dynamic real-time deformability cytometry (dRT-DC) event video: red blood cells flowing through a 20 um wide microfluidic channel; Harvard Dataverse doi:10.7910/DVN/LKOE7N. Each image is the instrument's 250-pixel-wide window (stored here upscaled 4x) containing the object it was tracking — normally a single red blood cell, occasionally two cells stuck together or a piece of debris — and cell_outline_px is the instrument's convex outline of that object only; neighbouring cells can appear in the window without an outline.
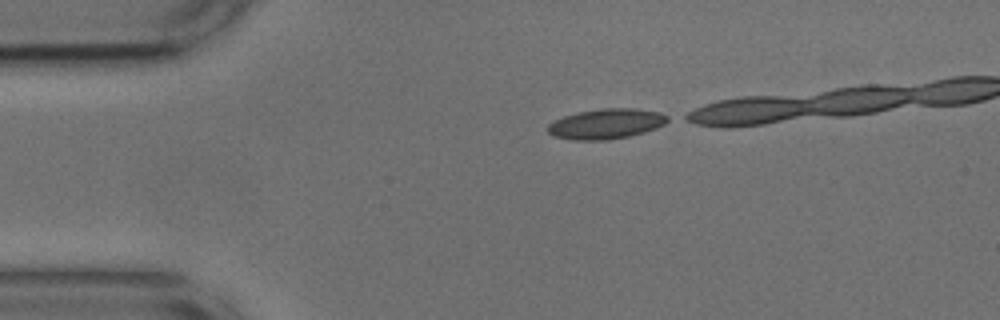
{"species": "common noctule bat (a hibernating species)", "species_latin": "Nyctalus noctula", "temperature_condition": "cold", "stored_images_in_passage": 13, "camera_frame_rate_fps": 3000, "um_per_image_px": 0.085, "animal": {"sex": "male", "body_mass_g": 17.9, "forearm_length_mm": 54.2}, "frame": {"image": 1, "passage_image": 1, "time_ms": 0.0, "image_size_px": [1000, 320], "cell_outline_px": [[672, 120], [656, 128], [644, 132], [628, 136], [608, 140], [572, 140], [552, 136], [548, 132], [548, 124], [564, 116], [580, 112], [600, 108], [636, 108], [660, 112], [668, 116]], "centroid_in_image_um": [51.55, 10.52], "position_along_channel_um": 33.4, "area_um2": 21.15}}